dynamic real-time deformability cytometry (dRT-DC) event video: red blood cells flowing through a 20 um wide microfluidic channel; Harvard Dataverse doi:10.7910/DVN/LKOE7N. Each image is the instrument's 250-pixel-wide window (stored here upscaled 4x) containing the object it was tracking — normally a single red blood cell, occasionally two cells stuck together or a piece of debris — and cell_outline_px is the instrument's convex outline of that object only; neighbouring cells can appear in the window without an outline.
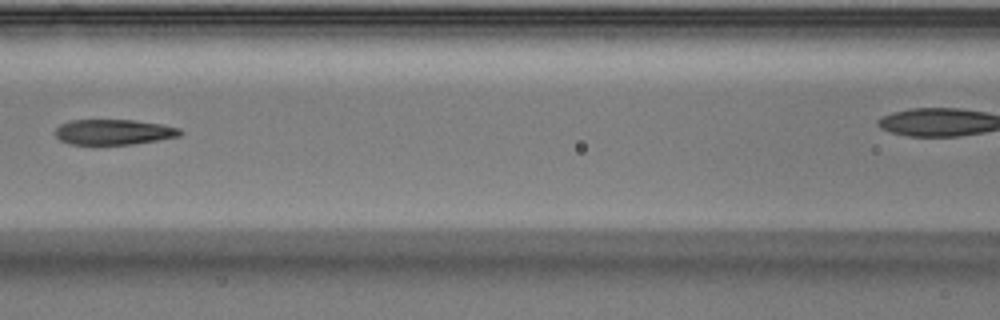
{"species": "Egyptian fruit bat (a non-hibernating species)", "species_latin": "Rousettus aegyptiacus", "temperature_condition": "warm", "stored_images_in_passage": 5, "segment_of_instrument_passage": [1, 2], "camera_frame_rate_fps": 3000, "um_per_image_px": 0.085, "animal": {"sex": "male"}, "frame": {"image": 1, "passage_image": 4, "time_ms": 1.0, "image_size_px": [1000, 320], "cell_outline_px": [[184, 132], [180, 136], [132, 144], [72, 144], [60, 140], [56, 136], [56, 128], [60, 124], [72, 120], [132, 120], [160, 124], [180, 128]], "centroid_in_image_um": [9.68, 11.22], "position_along_channel_um": 156.9, "area_um2": 18.26}}